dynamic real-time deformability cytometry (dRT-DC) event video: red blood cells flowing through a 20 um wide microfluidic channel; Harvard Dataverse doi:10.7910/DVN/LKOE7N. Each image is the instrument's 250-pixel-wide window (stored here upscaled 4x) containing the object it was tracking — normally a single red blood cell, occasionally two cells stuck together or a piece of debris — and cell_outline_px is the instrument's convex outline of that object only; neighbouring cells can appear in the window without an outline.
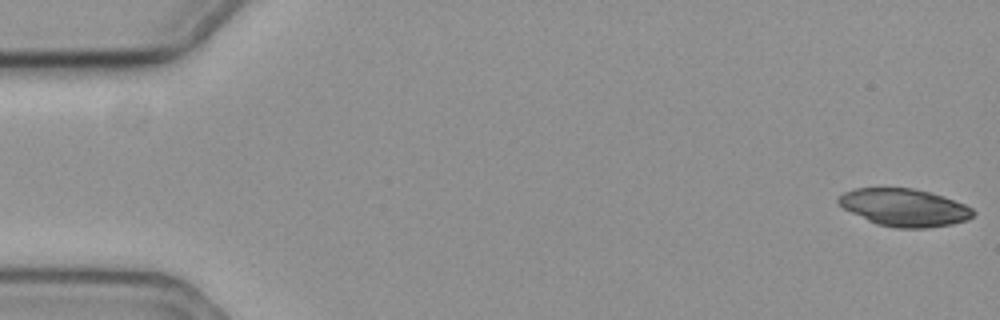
{"species": "common noctule bat (a hibernating species)", "species_latin": "Nyctalus noctula", "temperature_condition": "cold", "stored_images_in_passage": 31, "camera_frame_rate_fps": 3000, "um_per_image_px": 0.085, "animal": {"sex": "female", "body_mass_g": 19.3, "forearm_length_mm": 54.1}, "frame": {"image": 1, "passage_image": 1, "time_ms": 0.0, "image_size_px": [1000, 320], "cell_outline_px": [[976, 212], [968, 220], [952, 224], [924, 228], [896, 228], [876, 224], [844, 208], [836, 200], [844, 192], [856, 188], [912, 188], [932, 192], [944, 196], [964, 204], [972, 208]], "centroid_in_image_um": [76.9, 17.63], "position_along_channel_um": 8.1, "area_um2": 29.36}}
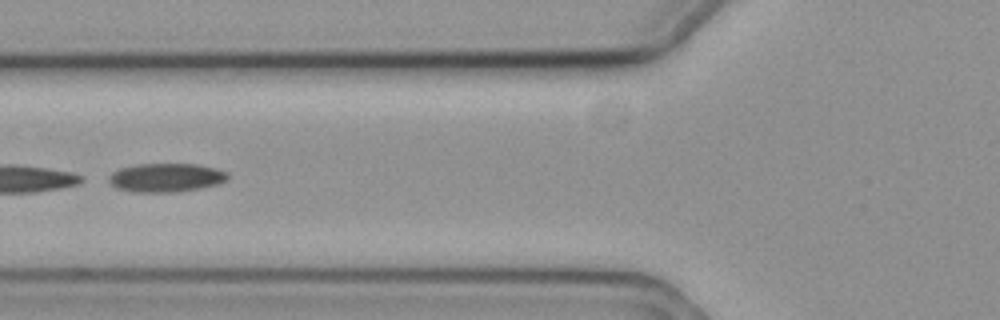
{"frame": {"image": 2, "passage_image": 23, "time_ms": 7.333, "image_size_px": [1000, 320], "cell_outline_px": [[228, 180], [220, 184], [200, 188], [176, 192], [132, 192], [116, 188], [108, 180], [108, 176], [112, 172], [120, 168], [136, 164], [196, 164], [216, 168], [228, 172]], "centroid_in_image_um": [14.12, 15.1], "position_along_channel_um": 111.7, "area_um2": 20.11}}